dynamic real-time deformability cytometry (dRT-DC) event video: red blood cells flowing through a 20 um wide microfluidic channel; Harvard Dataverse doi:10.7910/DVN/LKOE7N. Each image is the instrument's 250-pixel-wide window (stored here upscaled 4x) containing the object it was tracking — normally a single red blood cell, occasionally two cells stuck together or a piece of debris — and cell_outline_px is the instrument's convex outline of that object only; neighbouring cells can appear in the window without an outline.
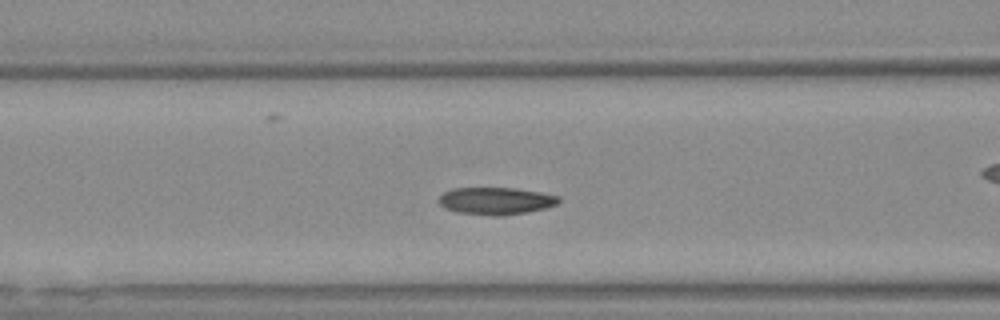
{"species": "Egyptian fruit bat (a non-hibernating species)", "species_latin": "Rousettus aegyptiacus", "temperature_condition": "warm", "stored_images_in_passage": 22, "camera_frame_rate_fps": 3000, "um_per_image_px": 0.085, "animal": {"sex": "female"}, "frame": {"image": 1, "passage_image": 7, "time_ms": 2.0, "image_size_px": [1000, 320], "cell_outline_px": [[560, 200], [556, 204], [544, 208], [528, 212], [500, 216], [492, 216], [456, 212], [444, 208], [436, 200], [444, 192], [452, 188], [516, 188], [540, 192], [560, 196]], "centroid_in_image_um": [42.12, 17.08], "position_along_channel_um": 124.5, "area_um2": 19.19}}
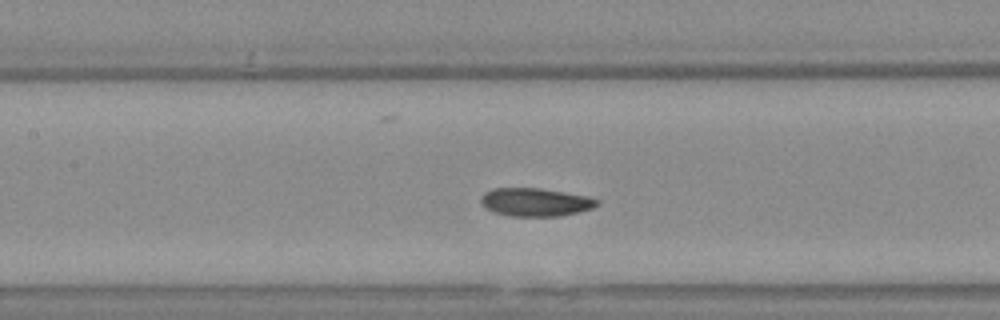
{"frame": {"image": 2, "passage_image": 10, "time_ms": 3.0, "image_size_px": [1000, 320], "cell_outline_px": [[600, 204], [592, 208], [580, 212], [560, 216], [508, 216], [492, 212], [484, 208], [480, 200], [480, 196], [484, 192], [492, 188], [540, 188], [588, 196], [596, 200]], "centroid_in_image_um": [45.46, 17.18], "position_along_channel_um": 161.9, "area_um2": 19.31}}